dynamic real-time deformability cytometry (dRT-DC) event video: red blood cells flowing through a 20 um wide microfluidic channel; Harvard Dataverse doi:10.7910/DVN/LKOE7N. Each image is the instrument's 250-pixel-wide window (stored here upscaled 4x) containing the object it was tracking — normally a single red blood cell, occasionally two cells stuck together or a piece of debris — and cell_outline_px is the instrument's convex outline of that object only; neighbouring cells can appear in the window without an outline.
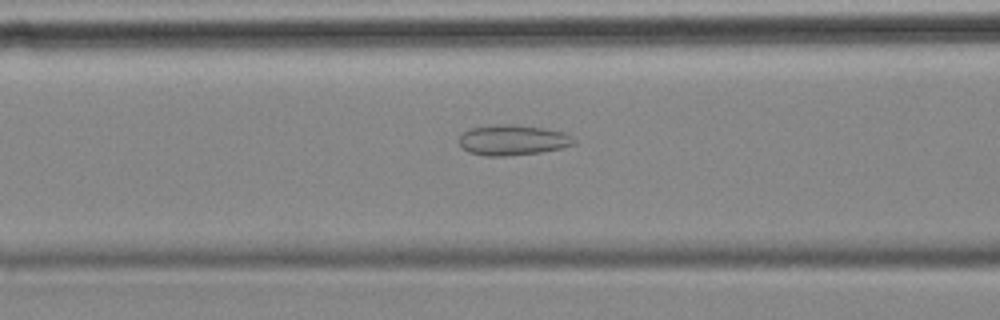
{"species": "common noctule bat (a hibernating species)", "species_latin": "Nyctalus noctula", "temperature_condition": "cold", "stored_images_in_passage": 46, "camera_frame_rate_fps": 3000, "um_per_image_px": 0.085, "animal": {"sex": "female", "body_mass_g": 18.4}, "frame": {"image": 1, "passage_image": 12, "time_ms": 3.667, "image_size_px": [1000, 320], "cell_outline_px": [[576, 144], [560, 148], [540, 152], [504, 156], [484, 156], [468, 152], [460, 144], [460, 136], [468, 128], [496, 124], [512, 124], [540, 128], [564, 132], [572, 136], [576, 140]], "centroid_in_image_um": [43.57, 11.9], "position_along_channel_um": 123.0, "area_um2": 20.29}}
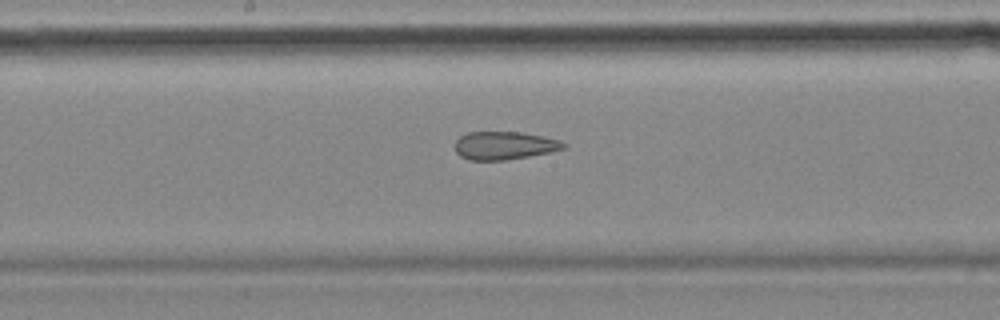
{"frame": {"image": 2, "passage_image": 19, "time_ms": 6.0, "image_size_px": [1000, 320], "cell_outline_px": [[568, 144], [564, 148], [552, 152], [504, 160], [468, 160], [460, 156], [456, 152], [456, 140], [460, 136], [468, 132], [520, 132], [544, 136], [560, 140]], "centroid_in_image_um": [42.89, 12.37], "position_along_channel_um": 205.3, "area_um2": 17.8}}
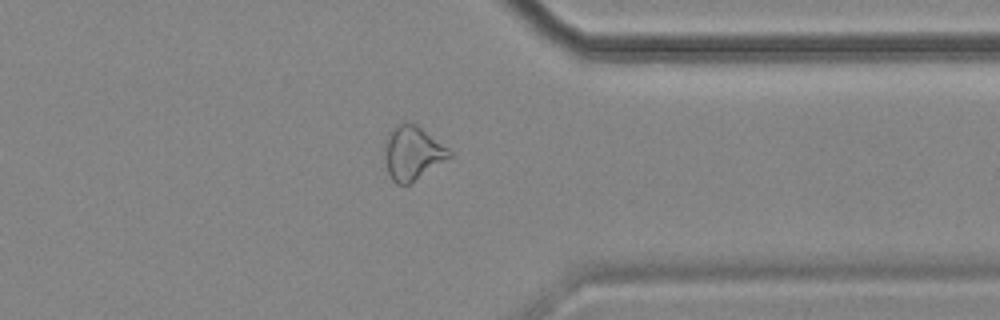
{"frame": {"image": 3, "passage_image": 34, "time_ms": 11.0, "image_size_px": [1000, 320], "cell_outline_px": [[452, 156], [408, 184], [396, 184], [392, 180], [388, 172], [384, 152], [384, 140], [388, 132], [396, 124], [408, 120], [416, 124], [448, 148], [452, 152]], "centroid_in_image_um": [35.02, 12.96], "position_along_channel_um": 376.4, "area_um2": 20.29}, "authors_computed_cell_mechanics": {"area_um2": 20.2878, "velocity_mm_per_s": 3.5347, "shape_relaxation_time_tau1_ms": null, "shape_relaxation_time_tau2_ms": 2.8334, "deformation_change_tau1": null, "deformation_change_tau2": 0.1172}}